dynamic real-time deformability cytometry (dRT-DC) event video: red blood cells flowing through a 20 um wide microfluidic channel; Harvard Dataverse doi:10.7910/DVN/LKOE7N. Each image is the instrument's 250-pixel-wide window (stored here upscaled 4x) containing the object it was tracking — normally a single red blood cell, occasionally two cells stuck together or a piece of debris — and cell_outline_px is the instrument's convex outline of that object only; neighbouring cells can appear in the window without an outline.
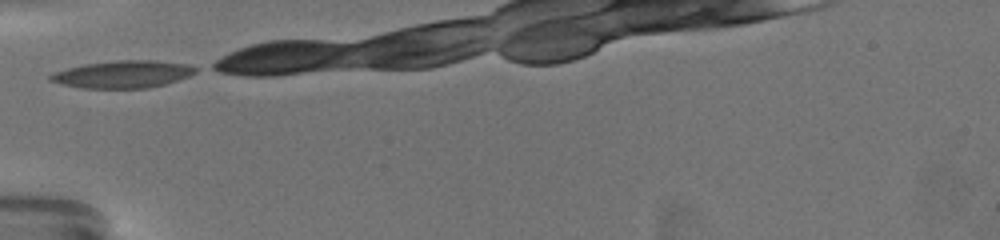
{"species": "common noctule bat (a hibernating species)", "species_latin": "Nyctalus noctula", "temperature_condition": "warm", "stored_images_in_passage": 6, "camera_frame_rate_fps": 3000, "um_per_image_px": 0.085, "animal": {"sex": "female", "body_mass_g": 19.5, "forearm_length_mm": 54.1}, "frame": {"image": 1, "passage_image": 1, "time_ms": 0.0, "image_size_px": [1000, 240], "cell_outline_px": [[196, 72], [188, 76], [164, 84], [148, 88], [84, 88], [60, 84], [48, 80], [48, 76], [56, 72], [68, 68], [84, 64], [116, 60], [156, 60], [188, 64], [196, 68]], "centroid_in_image_um": [10.43, 6.31], "position_along_channel_um": 74.6, "area_um2": 23.0}}